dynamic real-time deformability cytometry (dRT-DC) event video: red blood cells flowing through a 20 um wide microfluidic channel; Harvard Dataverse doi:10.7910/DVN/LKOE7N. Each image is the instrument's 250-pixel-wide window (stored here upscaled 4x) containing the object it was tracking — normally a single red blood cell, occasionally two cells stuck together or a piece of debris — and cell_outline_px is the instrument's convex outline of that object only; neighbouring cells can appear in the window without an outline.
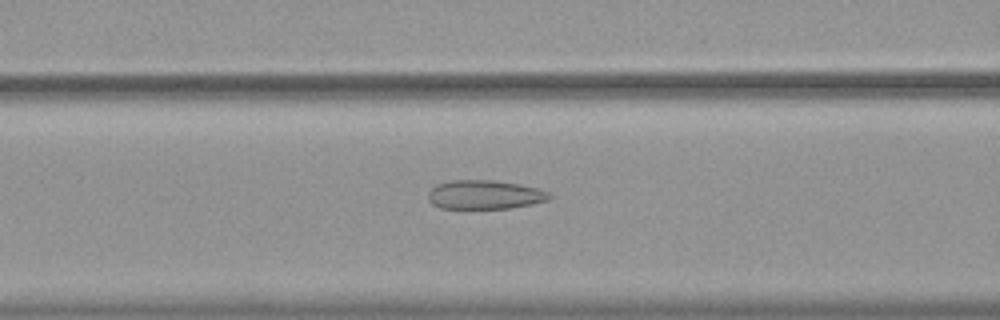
{"species": "common noctule bat (a hibernating species)", "species_latin": "Nyctalus noctula", "temperature_condition": "warm", "stored_images_in_passage": 55, "camera_frame_rate_fps": 3000, "um_per_image_px": 0.085, "animal": {"sex": "female", "body_mass_g": 19.9}, "frame": {"image": 1, "passage_image": 23, "time_ms": 7.333, "image_size_px": [1000, 320], "cell_outline_px": [[552, 196], [548, 200], [532, 204], [508, 208], [440, 208], [432, 204], [428, 200], [428, 192], [436, 184], [452, 180], [492, 180], [540, 188], [548, 192]], "centroid_in_image_um": [41.18, 16.55], "position_along_channel_um": 125.4, "area_um2": 20.4}}
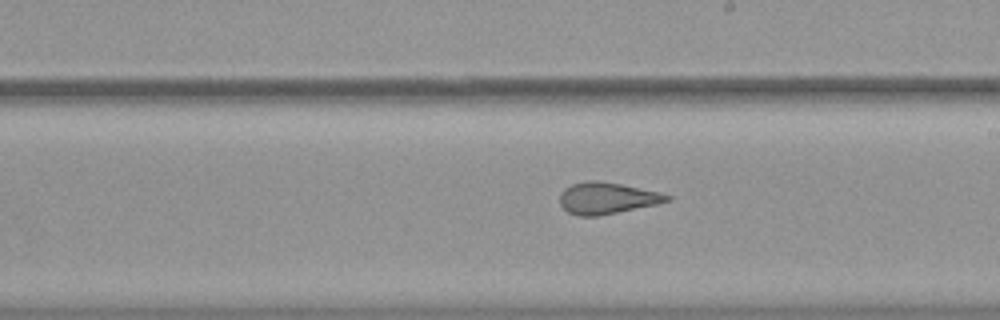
{"frame": {"image": 2, "passage_image": 32, "time_ms": 10.333, "image_size_px": [1000, 320], "cell_outline_px": [[672, 200], [656, 204], [600, 216], [576, 216], [568, 212], [560, 204], [560, 192], [564, 188], [572, 184], [588, 180], [596, 180], [620, 184], [660, 192], [672, 196]], "centroid_in_image_um": [51.58, 16.84], "position_along_channel_um": 237.4, "area_um2": 19.77}}
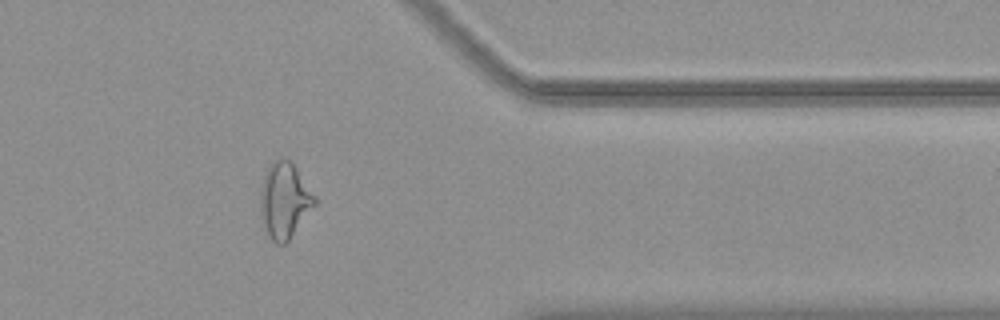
{"frame": {"image": 3, "passage_image": 45, "time_ms": 14.667, "image_size_px": [1000, 320], "cell_outline_px": [[316, 204], [288, 240], [284, 244], [276, 244], [272, 240], [264, 224], [260, 208], [260, 188], [264, 172], [276, 160], [284, 156], [292, 164], [316, 196]], "centroid_in_image_um": [24.17, 17.02], "position_along_channel_um": 387.2, "area_um2": 23.47}, "authors_computed_cell_mechanics": {"area_um2": 24.4494, "velocity_mm_per_s": 3.7449, "shape_relaxation_time_tau1_ms": null, "shape_relaxation_time_tau2_ms": 1.8322, "deformation_change_tau1": null, "deformation_change_tau2": 0.1086}}